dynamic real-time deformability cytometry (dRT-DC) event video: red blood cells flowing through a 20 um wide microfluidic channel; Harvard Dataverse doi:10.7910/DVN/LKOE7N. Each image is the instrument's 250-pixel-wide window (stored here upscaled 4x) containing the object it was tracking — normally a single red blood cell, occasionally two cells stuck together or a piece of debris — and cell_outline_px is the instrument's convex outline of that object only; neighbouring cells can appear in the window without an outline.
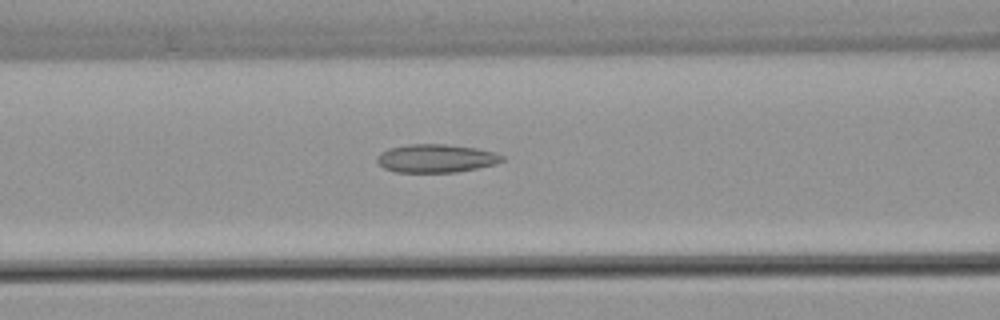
{"species": "common noctule bat (a hibernating species)", "species_latin": "Nyctalus noctula", "temperature_condition": "warm", "stored_images_in_passage": 5, "camera_frame_rate_fps": 3000, "um_per_image_px": 0.085, "animal": {"sex": "female", "body_mass_g": 22.7, "forearm_length_mm": 54.2}, "frame": {"image": 1, "passage_image": 5, "time_ms": 6.0, "image_size_px": [1000, 320], "cell_outline_px": [[504, 160], [496, 164], [456, 172], [396, 172], [384, 168], [376, 160], [376, 156], [380, 152], [388, 148], [408, 144], [444, 144], [476, 148], [496, 152], [504, 156]], "centroid_in_image_um": [37.06, 13.45], "position_along_channel_um": 129.5, "area_um2": 20.69}}